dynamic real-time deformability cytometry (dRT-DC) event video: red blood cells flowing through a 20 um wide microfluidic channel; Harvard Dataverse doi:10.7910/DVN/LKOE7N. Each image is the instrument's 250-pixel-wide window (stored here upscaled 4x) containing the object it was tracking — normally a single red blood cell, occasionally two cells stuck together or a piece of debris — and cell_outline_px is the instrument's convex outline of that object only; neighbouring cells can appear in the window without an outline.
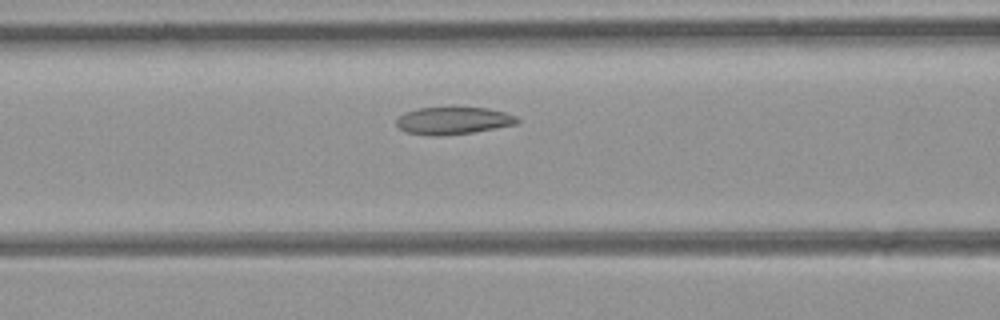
{"species": "common noctule bat (a hibernating species)", "species_latin": "Nyctalus noctula", "temperature_condition": "room temperature", "stored_images_in_passage": 14, "camera_frame_rate_fps": 3000, "um_per_image_px": 0.085, "animal": {"sex": "female", "body_mass_g": 21.9}, "frame": {"image": 1, "passage_image": 10, "time_ms": 3.0, "image_size_px": [1000, 320], "cell_outline_px": [[520, 120], [516, 124], [472, 132], [440, 136], [432, 136], [404, 132], [396, 124], [396, 120], [404, 112], [416, 108], [488, 108], [504, 112], [516, 116]], "centroid_in_image_um": [38.49, 10.26], "position_along_channel_um": 128.1, "area_um2": 19.13}}